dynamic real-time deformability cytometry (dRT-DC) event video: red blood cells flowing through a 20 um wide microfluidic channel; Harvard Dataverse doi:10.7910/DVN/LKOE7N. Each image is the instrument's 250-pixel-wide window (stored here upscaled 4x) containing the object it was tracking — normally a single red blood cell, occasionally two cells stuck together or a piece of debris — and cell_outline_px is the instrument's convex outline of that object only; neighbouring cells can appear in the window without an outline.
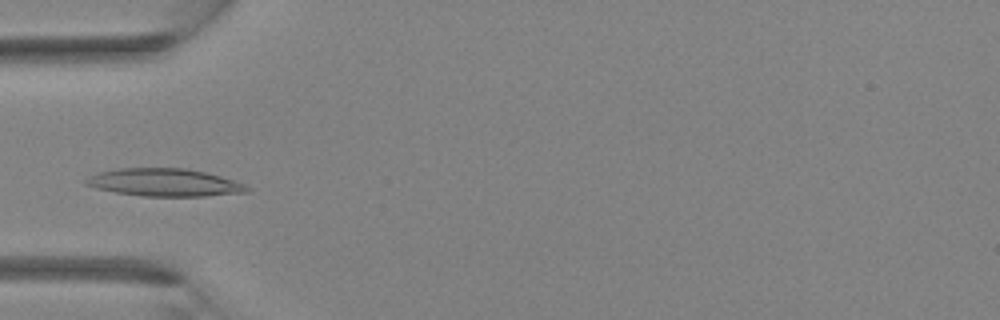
{"species": "Egyptian fruit bat (a non-hibernating species)", "species_latin": "Rousettus aegyptiacus", "temperature_condition": "room temperature", "stored_images_in_passage": 4, "camera_frame_rate_fps": 3000, "um_per_image_px": 0.085, "animal": {"sex": "female"}, "frame": {"image": 1, "passage_image": 4, "time_ms": 3.667, "image_size_px": [1000, 320], "cell_outline_px": [[252, 188], [248, 192], [204, 196], [140, 196], [116, 192], [96, 188], [84, 184], [84, 180], [88, 176], [96, 172], [116, 168], [184, 168], [204, 172], [220, 176], [244, 184]], "centroid_in_image_um": [13.93, 15.51], "position_along_channel_um": 71.1, "area_um2": 26.07}}